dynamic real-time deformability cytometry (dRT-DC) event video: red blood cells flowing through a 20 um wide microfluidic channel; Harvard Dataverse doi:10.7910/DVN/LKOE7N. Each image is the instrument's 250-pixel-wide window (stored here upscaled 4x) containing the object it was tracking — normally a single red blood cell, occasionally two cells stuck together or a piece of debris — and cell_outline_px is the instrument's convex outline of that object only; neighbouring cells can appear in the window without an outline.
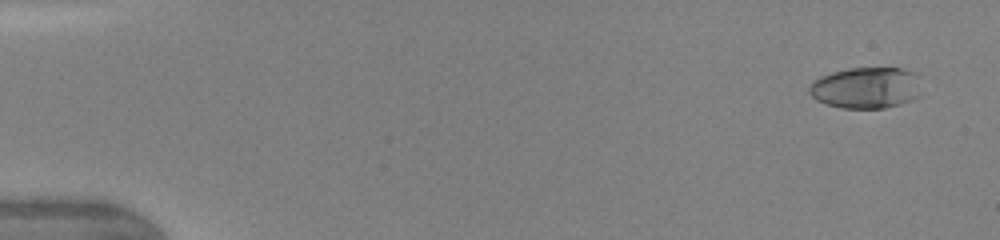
{"species": "human", "species_latin": "Homo sapiens", "temperature_condition": "warm", "stored_images_in_passage": 44, "camera_frame_rate_fps": 3000, "um_per_image_px": 0.085, "donor": {"sex": "female"}, "frame": {"image": 1, "passage_image": 2, "time_ms": 0.667, "image_size_px": [1000, 240], "cell_outline_px": [[920, 96], [912, 100], [900, 104], [884, 108], [840, 108], [816, 100], [808, 92], [808, 88], [812, 80], [820, 76], [832, 72], [848, 68], [900, 68], [916, 72]], "centroid_in_image_um": [73.59, 7.46], "position_along_channel_um": 11.4, "area_um2": 27.17}}
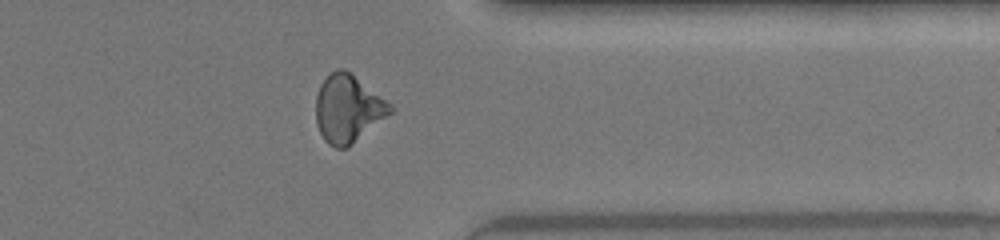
{"frame": {"image": 2, "passage_image": 35, "time_ms": 12.667, "image_size_px": [1000, 240], "cell_outline_px": [[396, 112], [348, 148], [336, 148], [328, 144], [324, 140], [316, 124], [316, 96], [320, 84], [336, 68], [344, 68], [392, 104], [396, 108]], "centroid_in_image_um": [29.63, 9.28], "position_along_channel_um": 381.8, "area_um2": 29.88}}
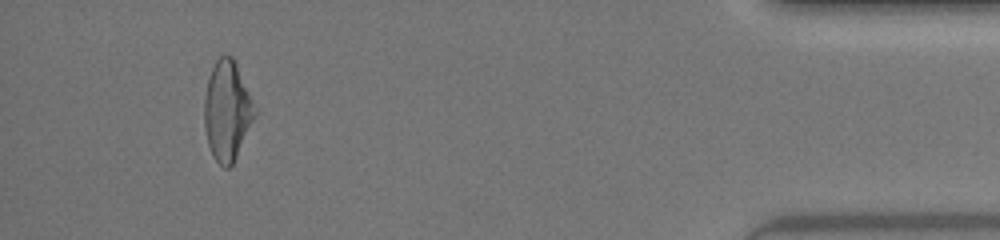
{"frame": {"image": 3, "passage_image": 42, "time_ms": 14.667, "image_size_px": [1000, 240], "cell_outline_px": [[256, 116], [232, 164], [228, 168], [224, 168], [212, 156], [208, 144], [204, 124], [204, 100], [208, 76], [216, 60], [220, 56], [232, 56], [236, 64], [256, 112]], "centroid_in_image_um": [19.28, 9.43], "position_along_channel_um": 415.9, "area_um2": 28.73}, "authors_computed_cell_mechanics": {"area_um2": 28.2931, "velocity_mm_per_s": 4.322, "shape_relaxation_time_tau1_ms": 4.2035, "shape_relaxation_time_tau2_ms": 1.7211, "deformation_change_tau1": 0.1884, "deformation_change_tau2": 0.0786}}